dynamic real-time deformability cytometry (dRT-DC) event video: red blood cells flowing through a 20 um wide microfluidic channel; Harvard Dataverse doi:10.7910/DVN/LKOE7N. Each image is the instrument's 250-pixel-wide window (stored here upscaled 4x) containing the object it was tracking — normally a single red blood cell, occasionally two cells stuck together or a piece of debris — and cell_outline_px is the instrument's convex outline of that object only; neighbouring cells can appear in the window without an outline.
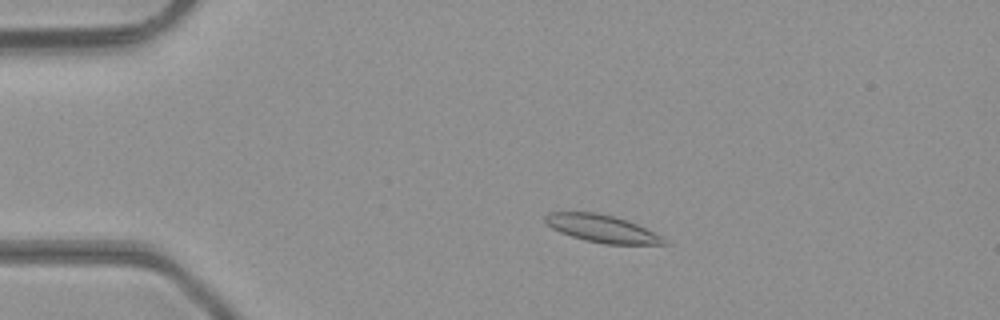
{"species": "common noctule bat (a hibernating species)", "species_latin": "Nyctalus noctula", "temperature_condition": "room temperature", "stored_images_in_passage": 47, "camera_frame_rate_fps": 3000, "um_per_image_px": 0.085, "animal": {"sex": "male", "body_mass_g": 23.1, "forearm_length_mm": 52.7}, "frame": {"image": 1, "passage_image": 9, "time_ms": 2.667, "image_size_px": [1000, 320], "cell_outline_px": [[672, 244], [604, 244], [584, 240], [560, 232], [552, 228], [544, 220], [544, 216], [548, 212], [596, 212], [628, 220], [668, 240]], "centroid_in_image_um": [51.16, 19.43], "position_along_channel_um": 33.8, "area_um2": 18.9}}
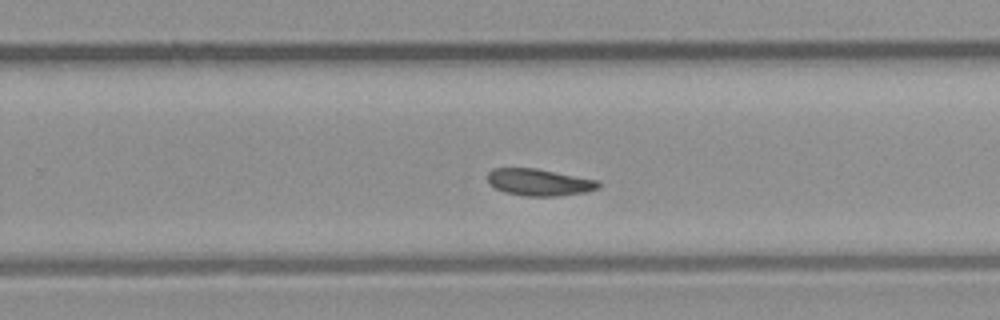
{"frame": {"image": 2, "passage_image": 30, "time_ms": 9.667, "image_size_px": [1000, 320], "cell_outline_px": [[600, 188], [584, 192], [556, 196], [524, 196], [504, 192], [496, 188], [488, 180], [488, 172], [492, 168], [536, 168], [600, 180]], "centroid_in_image_um": [45.86, 15.48], "position_along_channel_um": 283.9, "area_um2": 17.4}}
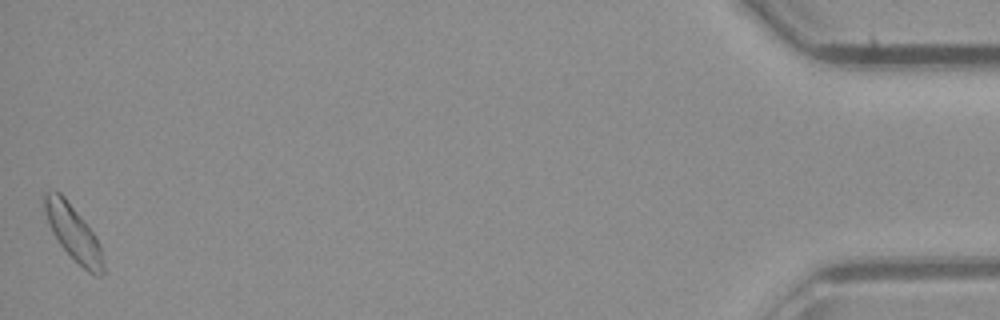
{"frame": {"image": 3, "passage_image": 47, "time_ms": 15.333, "image_size_px": [1000, 320], "cell_outline_px": [[104, 272], [100, 276], [96, 276], [88, 272], [60, 244], [52, 232], [48, 224], [44, 208], [44, 192], [60, 192], [64, 196], [96, 236], [100, 244], [104, 268]], "centroid_in_image_um": [6.24, 19.8], "position_along_channel_um": 429.0, "area_um2": 18.44}, "authors_computed_cell_mechanics": {"area_um2": 18.0336, "velocity_mm_per_s": 4.2823, "shape_relaxation_time_tau1_ms": 6.9254, "shape_relaxation_time_tau2_ms": 9.8, "deformation_change_tau1": 0.1433, "deformation_change_tau2": 0.1168}}